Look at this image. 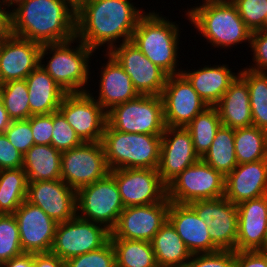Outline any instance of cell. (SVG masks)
Listing matches in <instances>:
<instances>
[{"label":"cell","instance_id":"obj_19","mask_svg":"<svg viewBox=\"0 0 267 267\" xmlns=\"http://www.w3.org/2000/svg\"><path fill=\"white\" fill-rule=\"evenodd\" d=\"M18 222L21 248L24 253H49L57 223L40 207L25 200L13 214Z\"/></svg>","mask_w":267,"mask_h":267},{"label":"cell","instance_id":"obj_20","mask_svg":"<svg viewBox=\"0 0 267 267\" xmlns=\"http://www.w3.org/2000/svg\"><path fill=\"white\" fill-rule=\"evenodd\" d=\"M41 47L12 34L0 38V83L26 79L40 64Z\"/></svg>","mask_w":267,"mask_h":267},{"label":"cell","instance_id":"obj_49","mask_svg":"<svg viewBox=\"0 0 267 267\" xmlns=\"http://www.w3.org/2000/svg\"><path fill=\"white\" fill-rule=\"evenodd\" d=\"M0 267H34V254L22 253L2 263Z\"/></svg>","mask_w":267,"mask_h":267},{"label":"cell","instance_id":"obj_5","mask_svg":"<svg viewBox=\"0 0 267 267\" xmlns=\"http://www.w3.org/2000/svg\"><path fill=\"white\" fill-rule=\"evenodd\" d=\"M74 42L78 44L72 48ZM93 53L94 50L76 37L66 42L44 44L40 50V66L66 93L87 92L89 89L84 86L90 81L91 71L88 64ZM48 54L50 60L46 65L42 64L45 63L42 60Z\"/></svg>","mask_w":267,"mask_h":267},{"label":"cell","instance_id":"obj_23","mask_svg":"<svg viewBox=\"0 0 267 267\" xmlns=\"http://www.w3.org/2000/svg\"><path fill=\"white\" fill-rule=\"evenodd\" d=\"M267 194V159L238 164L225 177V194L234 205Z\"/></svg>","mask_w":267,"mask_h":267},{"label":"cell","instance_id":"obj_36","mask_svg":"<svg viewBox=\"0 0 267 267\" xmlns=\"http://www.w3.org/2000/svg\"><path fill=\"white\" fill-rule=\"evenodd\" d=\"M221 125L216 107L209 106L185 127L192 136L195 152L200 158L210 149Z\"/></svg>","mask_w":267,"mask_h":267},{"label":"cell","instance_id":"obj_17","mask_svg":"<svg viewBox=\"0 0 267 267\" xmlns=\"http://www.w3.org/2000/svg\"><path fill=\"white\" fill-rule=\"evenodd\" d=\"M189 205L209 227L212 242L220 250L236 251L238 212L227 198L196 200Z\"/></svg>","mask_w":267,"mask_h":267},{"label":"cell","instance_id":"obj_15","mask_svg":"<svg viewBox=\"0 0 267 267\" xmlns=\"http://www.w3.org/2000/svg\"><path fill=\"white\" fill-rule=\"evenodd\" d=\"M161 98L164 121L170 127H186L209 107L182 73L167 77Z\"/></svg>","mask_w":267,"mask_h":267},{"label":"cell","instance_id":"obj_11","mask_svg":"<svg viewBox=\"0 0 267 267\" xmlns=\"http://www.w3.org/2000/svg\"><path fill=\"white\" fill-rule=\"evenodd\" d=\"M109 173L102 142H83L61 153V180L75 191Z\"/></svg>","mask_w":267,"mask_h":267},{"label":"cell","instance_id":"obj_3","mask_svg":"<svg viewBox=\"0 0 267 267\" xmlns=\"http://www.w3.org/2000/svg\"><path fill=\"white\" fill-rule=\"evenodd\" d=\"M187 19L210 45L229 49L248 42L251 30L238 14L231 0H202V4L187 10Z\"/></svg>","mask_w":267,"mask_h":267},{"label":"cell","instance_id":"obj_54","mask_svg":"<svg viewBox=\"0 0 267 267\" xmlns=\"http://www.w3.org/2000/svg\"><path fill=\"white\" fill-rule=\"evenodd\" d=\"M260 251L266 256V259H267V249L260 250Z\"/></svg>","mask_w":267,"mask_h":267},{"label":"cell","instance_id":"obj_53","mask_svg":"<svg viewBox=\"0 0 267 267\" xmlns=\"http://www.w3.org/2000/svg\"><path fill=\"white\" fill-rule=\"evenodd\" d=\"M75 6L82 0H70Z\"/></svg>","mask_w":267,"mask_h":267},{"label":"cell","instance_id":"obj_25","mask_svg":"<svg viewBox=\"0 0 267 267\" xmlns=\"http://www.w3.org/2000/svg\"><path fill=\"white\" fill-rule=\"evenodd\" d=\"M105 57L108 60L100 69L99 95L94 97L93 92H88L108 112L114 106L133 100L140 94L123 67L109 53L106 52Z\"/></svg>","mask_w":267,"mask_h":267},{"label":"cell","instance_id":"obj_22","mask_svg":"<svg viewBox=\"0 0 267 267\" xmlns=\"http://www.w3.org/2000/svg\"><path fill=\"white\" fill-rule=\"evenodd\" d=\"M236 251L264 250L267 234V194L237 205Z\"/></svg>","mask_w":267,"mask_h":267},{"label":"cell","instance_id":"obj_50","mask_svg":"<svg viewBox=\"0 0 267 267\" xmlns=\"http://www.w3.org/2000/svg\"><path fill=\"white\" fill-rule=\"evenodd\" d=\"M0 1V38L11 34V13Z\"/></svg>","mask_w":267,"mask_h":267},{"label":"cell","instance_id":"obj_51","mask_svg":"<svg viewBox=\"0 0 267 267\" xmlns=\"http://www.w3.org/2000/svg\"><path fill=\"white\" fill-rule=\"evenodd\" d=\"M11 121L12 120L9 118L8 113L4 108L3 100L0 97V134L6 131Z\"/></svg>","mask_w":267,"mask_h":267},{"label":"cell","instance_id":"obj_29","mask_svg":"<svg viewBox=\"0 0 267 267\" xmlns=\"http://www.w3.org/2000/svg\"><path fill=\"white\" fill-rule=\"evenodd\" d=\"M28 182L61 179V152L52 145L34 144L23 155Z\"/></svg>","mask_w":267,"mask_h":267},{"label":"cell","instance_id":"obj_45","mask_svg":"<svg viewBox=\"0 0 267 267\" xmlns=\"http://www.w3.org/2000/svg\"><path fill=\"white\" fill-rule=\"evenodd\" d=\"M30 124L34 144L51 145L53 132V113L45 115H33Z\"/></svg>","mask_w":267,"mask_h":267},{"label":"cell","instance_id":"obj_18","mask_svg":"<svg viewBox=\"0 0 267 267\" xmlns=\"http://www.w3.org/2000/svg\"><path fill=\"white\" fill-rule=\"evenodd\" d=\"M201 158L195 152L192 136L185 127L166 126L161 135L158 173L167 186L184 169Z\"/></svg>","mask_w":267,"mask_h":267},{"label":"cell","instance_id":"obj_2","mask_svg":"<svg viewBox=\"0 0 267 267\" xmlns=\"http://www.w3.org/2000/svg\"><path fill=\"white\" fill-rule=\"evenodd\" d=\"M11 34L44 44L76 37V6L70 0H26L11 10Z\"/></svg>","mask_w":267,"mask_h":267},{"label":"cell","instance_id":"obj_27","mask_svg":"<svg viewBox=\"0 0 267 267\" xmlns=\"http://www.w3.org/2000/svg\"><path fill=\"white\" fill-rule=\"evenodd\" d=\"M215 107L222 125L232 129L253 126L249 89L239 75Z\"/></svg>","mask_w":267,"mask_h":267},{"label":"cell","instance_id":"obj_46","mask_svg":"<svg viewBox=\"0 0 267 267\" xmlns=\"http://www.w3.org/2000/svg\"><path fill=\"white\" fill-rule=\"evenodd\" d=\"M23 167V154L7 139L5 133L0 134V170Z\"/></svg>","mask_w":267,"mask_h":267},{"label":"cell","instance_id":"obj_32","mask_svg":"<svg viewBox=\"0 0 267 267\" xmlns=\"http://www.w3.org/2000/svg\"><path fill=\"white\" fill-rule=\"evenodd\" d=\"M28 180L23 168L0 170V214H14L26 200Z\"/></svg>","mask_w":267,"mask_h":267},{"label":"cell","instance_id":"obj_7","mask_svg":"<svg viewBox=\"0 0 267 267\" xmlns=\"http://www.w3.org/2000/svg\"><path fill=\"white\" fill-rule=\"evenodd\" d=\"M107 123L120 132L162 135L166 128L162 98L139 95L116 105L107 112Z\"/></svg>","mask_w":267,"mask_h":267},{"label":"cell","instance_id":"obj_35","mask_svg":"<svg viewBox=\"0 0 267 267\" xmlns=\"http://www.w3.org/2000/svg\"><path fill=\"white\" fill-rule=\"evenodd\" d=\"M115 250L116 267H156L151 242L144 240L110 239Z\"/></svg>","mask_w":267,"mask_h":267},{"label":"cell","instance_id":"obj_44","mask_svg":"<svg viewBox=\"0 0 267 267\" xmlns=\"http://www.w3.org/2000/svg\"><path fill=\"white\" fill-rule=\"evenodd\" d=\"M253 52V63L247 69L267 72V30L252 32L250 45Z\"/></svg>","mask_w":267,"mask_h":267},{"label":"cell","instance_id":"obj_1","mask_svg":"<svg viewBox=\"0 0 267 267\" xmlns=\"http://www.w3.org/2000/svg\"><path fill=\"white\" fill-rule=\"evenodd\" d=\"M131 1H80L76 5V38L95 52L106 45L107 53L119 43L131 41L138 20L145 13Z\"/></svg>","mask_w":267,"mask_h":267},{"label":"cell","instance_id":"obj_41","mask_svg":"<svg viewBox=\"0 0 267 267\" xmlns=\"http://www.w3.org/2000/svg\"><path fill=\"white\" fill-rule=\"evenodd\" d=\"M65 267H116L115 250L111 240L97 250L66 260Z\"/></svg>","mask_w":267,"mask_h":267},{"label":"cell","instance_id":"obj_31","mask_svg":"<svg viewBox=\"0 0 267 267\" xmlns=\"http://www.w3.org/2000/svg\"><path fill=\"white\" fill-rule=\"evenodd\" d=\"M201 159L226 177L238 165L234 148V129L221 125L210 149Z\"/></svg>","mask_w":267,"mask_h":267},{"label":"cell","instance_id":"obj_21","mask_svg":"<svg viewBox=\"0 0 267 267\" xmlns=\"http://www.w3.org/2000/svg\"><path fill=\"white\" fill-rule=\"evenodd\" d=\"M26 200L40 207L57 224L76 215V191L61 179L28 182Z\"/></svg>","mask_w":267,"mask_h":267},{"label":"cell","instance_id":"obj_8","mask_svg":"<svg viewBox=\"0 0 267 267\" xmlns=\"http://www.w3.org/2000/svg\"><path fill=\"white\" fill-rule=\"evenodd\" d=\"M115 178L106 177L76 191V215L111 231L124 210Z\"/></svg>","mask_w":267,"mask_h":267},{"label":"cell","instance_id":"obj_52","mask_svg":"<svg viewBox=\"0 0 267 267\" xmlns=\"http://www.w3.org/2000/svg\"><path fill=\"white\" fill-rule=\"evenodd\" d=\"M3 2V4L5 5V7L7 6V10H9V7H14L12 8L15 9V6L17 7L19 4L25 2L26 0H1Z\"/></svg>","mask_w":267,"mask_h":267},{"label":"cell","instance_id":"obj_48","mask_svg":"<svg viewBox=\"0 0 267 267\" xmlns=\"http://www.w3.org/2000/svg\"><path fill=\"white\" fill-rule=\"evenodd\" d=\"M34 267H65V261L50 252L34 254Z\"/></svg>","mask_w":267,"mask_h":267},{"label":"cell","instance_id":"obj_37","mask_svg":"<svg viewBox=\"0 0 267 267\" xmlns=\"http://www.w3.org/2000/svg\"><path fill=\"white\" fill-rule=\"evenodd\" d=\"M0 97L12 121L26 120L32 116L29 106L28 86L25 79L13 80L1 84Z\"/></svg>","mask_w":267,"mask_h":267},{"label":"cell","instance_id":"obj_43","mask_svg":"<svg viewBox=\"0 0 267 267\" xmlns=\"http://www.w3.org/2000/svg\"><path fill=\"white\" fill-rule=\"evenodd\" d=\"M184 267H236L234 250L192 254Z\"/></svg>","mask_w":267,"mask_h":267},{"label":"cell","instance_id":"obj_12","mask_svg":"<svg viewBox=\"0 0 267 267\" xmlns=\"http://www.w3.org/2000/svg\"><path fill=\"white\" fill-rule=\"evenodd\" d=\"M83 142H101L107 112L87 92L66 93L58 109Z\"/></svg>","mask_w":267,"mask_h":267},{"label":"cell","instance_id":"obj_14","mask_svg":"<svg viewBox=\"0 0 267 267\" xmlns=\"http://www.w3.org/2000/svg\"><path fill=\"white\" fill-rule=\"evenodd\" d=\"M108 53L123 67L140 95L161 96L168 75L131 41L116 45Z\"/></svg>","mask_w":267,"mask_h":267},{"label":"cell","instance_id":"obj_24","mask_svg":"<svg viewBox=\"0 0 267 267\" xmlns=\"http://www.w3.org/2000/svg\"><path fill=\"white\" fill-rule=\"evenodd\" d=\"M168 220L175 227L191 254L220 250L211 240L209 227L189 204L170 202Z\"/></svg>","mask_w":267,"mask_h":267},{"label":"cell","instance_id":"obj_4","mask_svg":"<svg viewBox=\"0 0 267 267\" xmlns=\"http://www.w3.org/2000/svg\"><path fill=\"white\" fill-rule=\"evenodd\" d=\"M179 28L176 22L149 10L138 20L131 42L168 76L180 74L182 69L177 68Z\"/></svg>","mask_w":267,"mask_h":267},{"label":"cell","instance_id":"obj_30","mask_svg":"<svg viewBox=\"0 0 267 267\" xmlns=\"http://www.w3.org/2000/svg\"><path fill=\"white\" fill-rule=\"evenodd\" d=\"M157 266L184 267L191 252L167 219L151 241Z\"/></svg>","mask_w":267,"mask_h":267},{"label":"cell","instance_id":"obj_28","mask_svg":"<svg viewBox=\"0 0 267 267\" xmlns=\"http://www.w3.org/2000/svg\"><path fill=\"white\" fill-rule=\"evenodd\" d=\"M28 86L31 115H45L58 111L66 92L40 66L25 79Z\"/></svg>","mask_w":267,"mask_h":267},{"label":"cell","instance_id":"obj_33","mask_svg":"<svg viewBox=\"0 0 267 267\" xmlns=\"http://www.w3.org/2000/svg\"><path fill=\"white\" fill-rule=\"evenodd\" d=\"M239 76L249 89L253 126L267 132V72L250 70L246 66L239 70Z\"/></svg>","mask_w":267,"mask_h":267},{"label":"cell","instance_id":"obj_13","mask_svg":"<svg viewBox=\"0 0 267 267\" xmlns=\"http://www.w3.org/2000/svg\"><path fill=\"white\" fill-rule=\"evenodd\" d=\"M110 174L115 178L125 208L162 202L167 197V186L161 181L158 169H115Z\"/></svg>","mask_w":267,"mask_h":267},{"label":"cell","instance_id":"obj_40","mask_svg":"<svg viewBox=\"0 0 267 267\" xmlns=\"http://www.w3.org/2000/svg\"><path fill=\"white\" fill-rule=\"evenodd\" d=\"M82 143L83 141L67 122L64 115L59 110L53 112L51 145L62 153L77 147Z\"/></svg>","mask_w":267,"mask_h":267},{"label":"cell","instance_id":"obj_34","mask_svg":"<svg viewBox=\"0 0 267 267\" xmlns=\"http://www.w3.org/2000/svg\"><path fill=\"white\" fill-rule=\"evenodd\" d=\"M238 164L267 159V132L255 126L234 129Z\"/></svg>","mask_w":267,"mask_h":267},{"label":"cell","instance_id":"obj_9","mask_svg":"<svg viewBox=\"0 0 267 267\" xmlns=\"http://www.w3.org/2000/svg\"><path fill=\"white\" fill-rule=\"evenodd\" d=\"M225 194V177L200 159L167 185V199L178 204L216 199Z\"/></svg>","mask_w":267,"mask_h":267},{"label":"cell","instance_id":"obj_39","mask_svg":"<svg viewBox=\"0 0 267 267\" xmlns=\"http://www.w3.org/2000/svg\"><path fill=\"white\" fill-rule=\"evenodd\" d=\"M251 32L266 30L267 0H231Z\"/></svg>","mask_w":267,"mask_h":267},{"label":"cell","instance_id":"obj_26","mask_svg":"<svg viewBox=\"0 0 267 267\" xmlns=\"http://www.w3.org/2000/svg\"><path fill=\"white\" fill-rule=\"evenodd\" d=\"M229 68L226 64L213 66L210 64L195 71L184 69L181 73L208 106H215L239 75L238 72L234 73Z\"/></svg>","mask_w":267,"mask_h":267},{"label":"cell","instance_id":"obj_10","mask_svg":"<svg viewBox=\"0 0 267 267\" xmlns=\"http://www.w3.org/2000/svg\"><path fill=\"white\" fill-rule=\"evenodd\" d=\"M111 231L105 226L75 215L58 223L50 253L66 261L97 250L110 240Z\"/></svg>","mask_w":267,"mask_h":267},{"label":"cell","instance_id":"obj_47","mask_svg":"<svg viewBox=\"0 0 267 267\" xmlns=\"http://www.w3.org/2000/svg\"><path fill=\"white\" fill-rule=\"evenodd\" d=\"M236 267H267L266 256L260 250L235 251Z\"/></svg>","mask_w":267,"mask_h":267},{"label":"cell","instance_id":"obj_6","mask_svg":"<svg viewBox=\"0 0 267 267\" xmlns=\"http://www.w3.org/2000/svg\"><path fill=\"white\" fill-rule=\"evenodd\" d=\"M101 142L110 170L158 169L161 135L120 132L107 123Z\"/></svg>","mask_w":267,"mask_h":267},{"label":"cell","instance_id":"obj_16","mask_svg":"<svg viewBox=\"0 0 267 267\" xmlns=\"http://www.w3.org/2000/svg\"><path fill=\"white\" fill-rule=\"evenodd\" d=\"M170 201L126 207L119 215L110 239L144 240L151 242L168 219Z\"/></svg>","mask_w":267,"mask_h":267},{"label":"cell","instance_id":"obj_38","mask_svg":"<svg viewBox=\"0 0 267 267\" xmlns=\"http://www.w3.org/2000/svg\"><path fill=\"white\" fill-rule=\"evenodd\" d=\"M23 252L19 226L13 214H0V265Z\"/></svg>","mask_w":267,"mask_h":267},{"label":"cell","instance_id":"obj_42","mask_svg":"<svg viewBox=\"0 0 267 267\" xmlns=\"http://www.w3.org/2000/svg\"><path fill=\"white\" fill-rule=\"evenodd\" d=\"M4 133L10 143L23 155L34 145L30 118L11 121Z\"/></svg>","mask_w":267,"mask_h":267},{"label":"cell","instance_id":"obj_55","mask_svg":"<svg viewBox=\"0 0 267 267\" xmlns=\"http://www.w3.org/2000/svg\"><path fill=\"white\" fill-rule=\"evenodd\" d=\"M264 249H267V234H266V238H265Z\"/></svg>","mask_w":267,"mask_h":267}]
</instances>
